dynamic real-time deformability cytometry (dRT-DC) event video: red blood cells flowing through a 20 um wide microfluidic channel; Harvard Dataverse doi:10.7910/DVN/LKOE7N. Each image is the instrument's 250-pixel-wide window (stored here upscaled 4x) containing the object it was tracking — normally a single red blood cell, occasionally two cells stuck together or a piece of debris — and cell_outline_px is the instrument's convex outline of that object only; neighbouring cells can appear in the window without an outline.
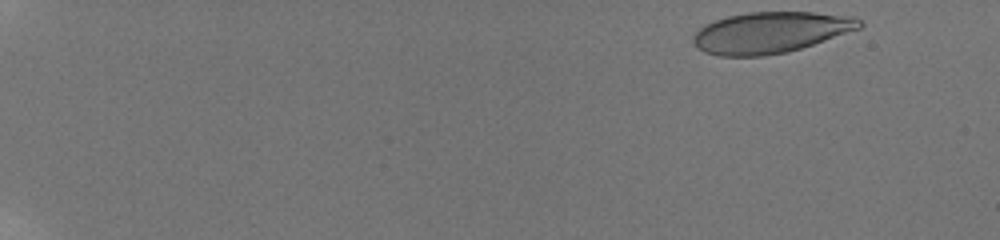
{"species": "human", "species_latin": "Homo sapiens", "temperature_condition": "room temperature", "stored_images_in_passage": 84, "camera_frame_rate_fps": 3000, "um_per_image_px": 0.085, "donor": {"sex": "male"}, "frame": {"image": 1, "passage_image": 1, "time_ms": 0.0, "image_size_px": [1000, 240], "cell_outline_px": [[864, 24], [860, 28], [788, 52], [764, 56], [720, 56], [704, 52], [692, 40], [692, 36], [704, 24], [728, 16], [748, 12], [812, 12], [852, 16], [860, 20]], "centroid_in_image_um": [65.48, 2.76], "position_along_channel_um": 19.5, "area_um2": 39.59}}
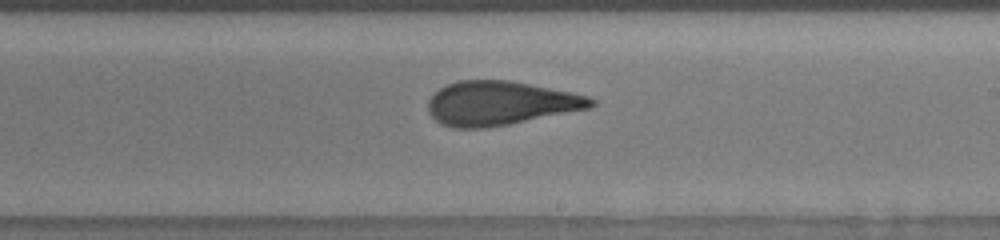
{"frame": {"image": 2, "passage_image": 56, "time_ms": 10.667, "image_size_px": [1000, 240], "cell_outline_px": [[596, 104], [588, 108], [488, 128], [452, 128], [440, 124], [428, 112], [428, 100], [432, 92], [456, 80], [512, 80], [572, 92], [588, 96], [596, 100]], "centroid_in_image_um": [42.48, 8.76], "position_along_channel_um": 246.5, "area_um2": 41.96}}
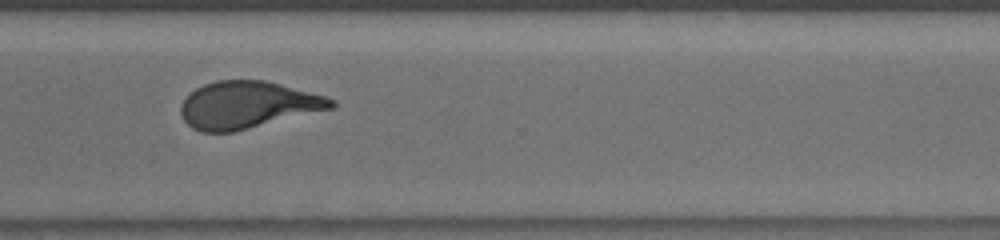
{"frame": {"image": 3, "passage_image": 69, "time_ms": 13.333, "image_size_px": [1000, 240], "cell_outline_px": [[336, 104], [332, 108], [232, 132], [200, 132], [192, 128], [184, 120], [180, 112], [180, 104], [196, 88], [204, 84], [216, 80], [264, 80], [280, 84], [324, 96], [336, 100]], "centroid_in_image_um": [21.01, 8.91], "position_along_channel_um": 349.6, "area_um2": 40.81}, "authors_computed_cell_mechanics": {"area_um2": 41.4715, "velocity_mm_per_s": 3.8713, "shape_relaxation_time_tau1_ms": 6.3848, "shape_relaxation_time_tau2_ms": 1.2155, "deformation_change_tau1": 0.2189, "deformation_change_tau2": 0.1049}}